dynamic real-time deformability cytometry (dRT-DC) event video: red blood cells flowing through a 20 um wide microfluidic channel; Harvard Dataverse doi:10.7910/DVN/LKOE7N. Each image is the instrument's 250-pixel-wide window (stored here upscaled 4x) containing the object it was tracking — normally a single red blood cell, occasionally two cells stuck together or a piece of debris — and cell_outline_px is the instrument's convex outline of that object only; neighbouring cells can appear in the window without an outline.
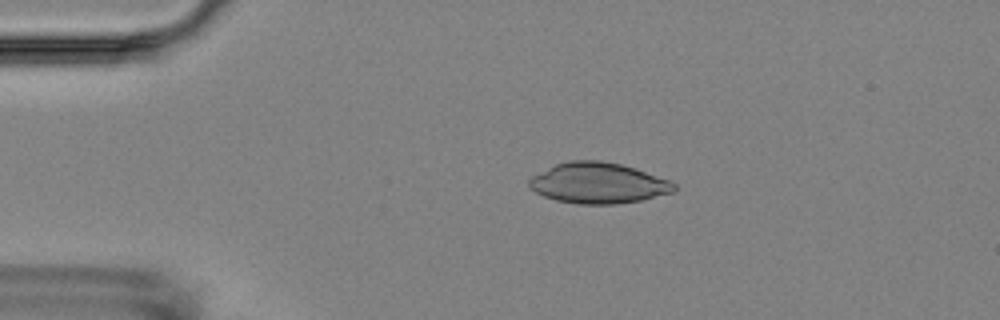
{"species": "Egyptian fruit bat (a non-hibernating species)", "species_latin": "Rousettus aegyptiacus", "temperature_condition": "room temperature", "stored_images_in_passage": 4, "camera_frame_rate_fps": 3000, "um_per_image_px": 0.085, "animal": {"sex": "female"}, "frame": {"image": 1, "passage_image": 3, "time_ms": 3.333, "image_size_px": [1000, 320], "cell_outline_px": [[676, 192], [640, 200], [616, 204], [576, 204], [556, 200], [544, 196], [536, 192], [528, 184], [528, 180], [532, 176], [556, 164], [568, 160], [600, 160], [620, 164], [668, 180], [676, 184]], "centroid_in_image_um": [50.84, 15.57], "position_along_channel_um": 34.2, "area_um2": 34.16}}